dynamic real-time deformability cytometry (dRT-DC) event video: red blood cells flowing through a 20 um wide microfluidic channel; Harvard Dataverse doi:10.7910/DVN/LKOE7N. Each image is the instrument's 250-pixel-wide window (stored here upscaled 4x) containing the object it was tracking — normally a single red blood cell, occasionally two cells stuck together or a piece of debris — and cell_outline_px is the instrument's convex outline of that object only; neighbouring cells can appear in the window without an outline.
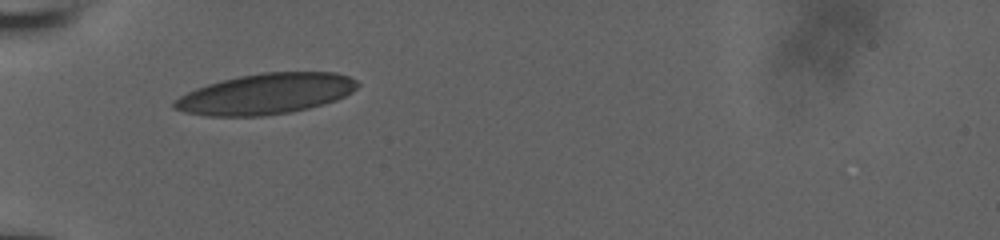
{"species": "human", "species_latin": "Homo sapiens", "temperature_condition": "room temperature", "stored_images_in_passage": 17, "camera_frame_rate_fps": 3000, "um_per_image_px": 0.085, "donor": {"sex": "male"}, "frame": {"image": 1, "passage_image": 1, "time_ms": 0.0, "image_size_px": [1000, 240], "cell_outline_px": [[360, 84], [352, 92], [336, 100], [324, 104], [308, 108], [288, 112], [264, 116], [204, 116], [184, 112], [172, 108], [172, 100], [196, 88], [220, 80], [240, 76], [264, 72], [336, 72], [348, 76], [356, 80]], "centroid_in_image_um": [22.57, 7.98], "position_along_channel_um": 62.4, "area_um2": 43.52}}
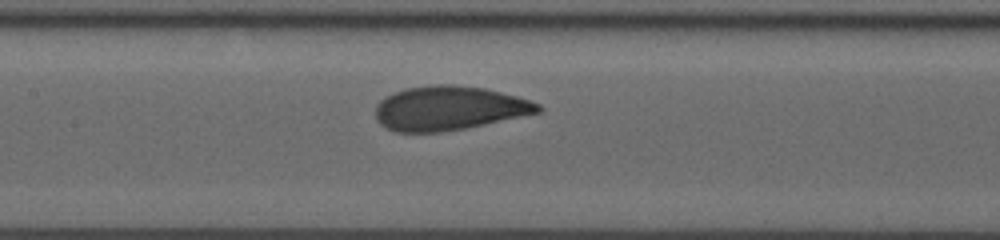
{"frame": {"image": 2, "passage_image": 10, "time_ms": 3.0, "image_size_px": [1000, 240], "cell_outline_px": [[544, 108], [540, 112], [484, 124], [464, 128], [440, 132], [396, 132], [380, 124], [376, 120], [376, 104], [384, 96], [408, 88], [432, 84], [452, 84], [484, 88], [516, 96], [540, 104]], "centroid_in_image_um": [38.14, 9.19], "position_along_channel_um": 169.3, "area_um2": 41.62}}
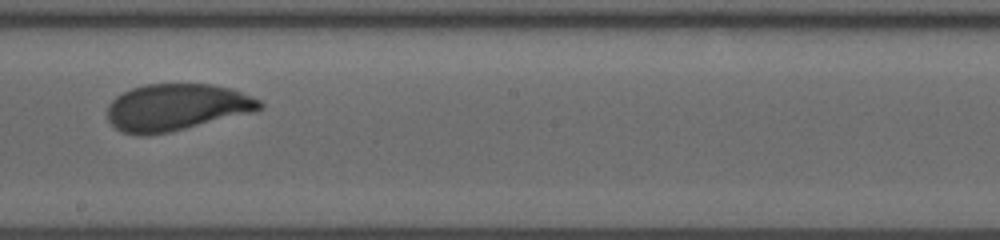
{"frame": {"image": 3, "passage_image": 15, "time_ms": 4.667, "image_size_px": [1000, 240], "cell_outline_px": [[264, 108], [252, 112], [168, 132], [140, 136], [124, 132], [116, 128], [108, 120], [108, 104], [116, 96], [132, 88], [144, 84], [212, 84], [232, 88], [252, 96], [260, 100], [264, 104]], "centroid_in_image_um": [15.01, 9.1], "position_along_channel_um": 233.2, "area_um2": 41.38}}